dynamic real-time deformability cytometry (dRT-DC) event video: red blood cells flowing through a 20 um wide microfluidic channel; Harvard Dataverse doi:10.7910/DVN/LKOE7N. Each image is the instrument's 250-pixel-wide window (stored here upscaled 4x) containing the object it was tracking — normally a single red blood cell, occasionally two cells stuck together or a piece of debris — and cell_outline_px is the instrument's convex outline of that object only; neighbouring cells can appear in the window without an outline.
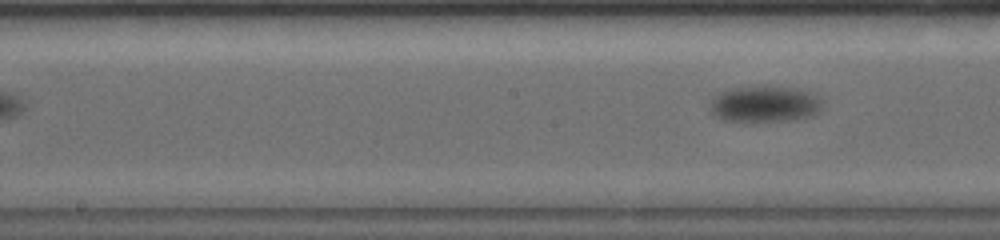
{"species": "common noctule bat (a hibernating species)", "species_latin": "Nyctalus noctula", "temperature_condition": "warm", "stored_images_in_passage": 16, "segment_of_instrument_passage": [2, 2], "camera_frame_rate_fps": 5000, "um_per_image_px": 0.085, "animal": {"sex": "female", "body_mass_g": 19.0, "forearm_length_mm": 56.7}, "frame": {"image": 1, "passage_image": 16, "time_ms": 7.6, "image_size_px": [1000, 240], "cell_outline_px": [[808, 108], [804, 112], [792, 116], [732, 116], [720, 112], [716, 108], [720, 100], [724, 96], [736, 92], [764, 88], [792, 92], [804, 100], [808, 104]], "centroid_in_image_um": [64.79, 8.8], "position_along_channel_um": 183.4, "area_um2": 14.74}}